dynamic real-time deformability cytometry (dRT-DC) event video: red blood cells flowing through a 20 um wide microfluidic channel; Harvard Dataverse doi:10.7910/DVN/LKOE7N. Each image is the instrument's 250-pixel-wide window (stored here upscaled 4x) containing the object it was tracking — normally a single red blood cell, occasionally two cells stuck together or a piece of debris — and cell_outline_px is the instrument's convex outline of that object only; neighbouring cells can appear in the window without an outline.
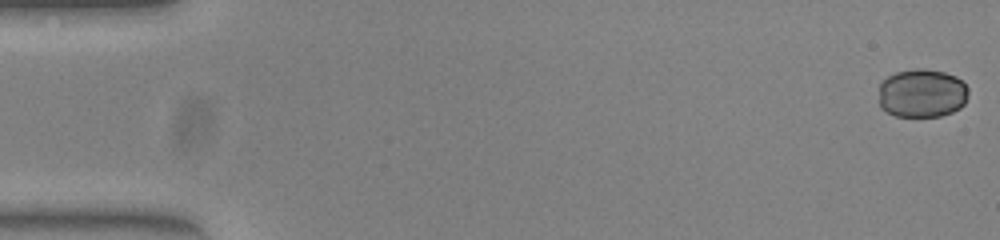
{"species": "common noctule bat (a hibernating species)", "species_latin": "Nyctalus noctula", "temperature_condition": "warm", "stored_images_in_passage": 52, "camera_frame_rate_fps": 3000, "um_per_image_px": 0.085, "animal": {"sex": "female", "body_mass_g": 23.0, "forearm_length_mm": 53.4}, "frame": {"image": 1, "passage_image": 1, "time_ms": 0.0, "image_size_px": [1000, 240], "cell_outline_px": [[968, 96], [964, 104], [960, 108], [952, 112], [940, 116], [896, 116], [880, 108], [880, 84], [888, 76], [896, 72], [916, 68], [924, 68], [944, 72], [956, 76], [968, 88]], "centroid_in_image_um": [78.38, 7.92], "position_along_channel_um": 6.6, "area_um2": 25.43}}
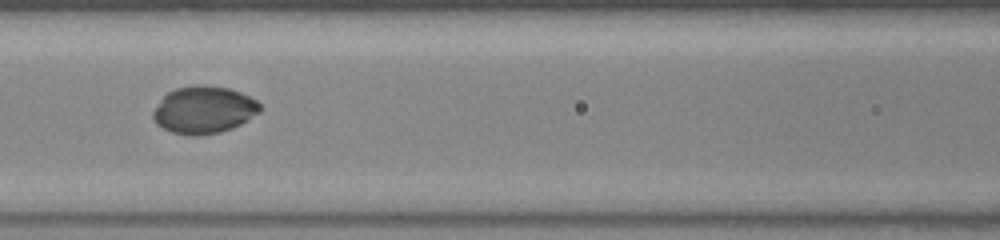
{"frame": {"image": 2, "passage_image": 23, "time_ms": 7.333, "image_size_px": [1000, 240], "cell_outline_px": [[260, 112], [240, 124], [232, 128], [220, 132], [200, 136], [192, 136], [172, 132], [156, 124], [152, 116], [152, 112], [160, 100], [168, 92], [176, 88], [196, 84], [204, 84], [228, 88], [240, 92], [256, 100], [260, 104]], "centroid_in_image_um": [17.31, 9.33], "position_along_channel_um": 149.3, "area_um2": 29.54}}
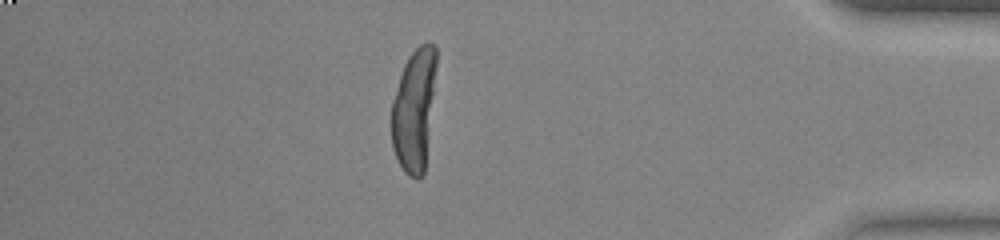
{"frame": {"image": 3, "passage_image": 45, "time_ms": 14.667, "image_size_px": [1000, 240], "cell_outline_px": [[436, 64], [424, 172], [420, 176], [408, 176], [404, 172], [392, 148], [392, 100], [404, 64], [408, 56], [420, 44], [428, 40], [436, 44]], "centroid_in_image_um": [35.19, 9.25], "position_along_channel_um": 400.0, "area_um2": 31.39}, "authors_computed_cell_mechanics": {"area_um2": 29.0734, "velocity_mm_per_s": 3.9827, "shape_relaxation_time_tau1_ms": 3.3577, "shape_relaxation_time_tau2_ms": null, "deformation_change_tau1": 0.0653, "deformation_change_tau2": null}}